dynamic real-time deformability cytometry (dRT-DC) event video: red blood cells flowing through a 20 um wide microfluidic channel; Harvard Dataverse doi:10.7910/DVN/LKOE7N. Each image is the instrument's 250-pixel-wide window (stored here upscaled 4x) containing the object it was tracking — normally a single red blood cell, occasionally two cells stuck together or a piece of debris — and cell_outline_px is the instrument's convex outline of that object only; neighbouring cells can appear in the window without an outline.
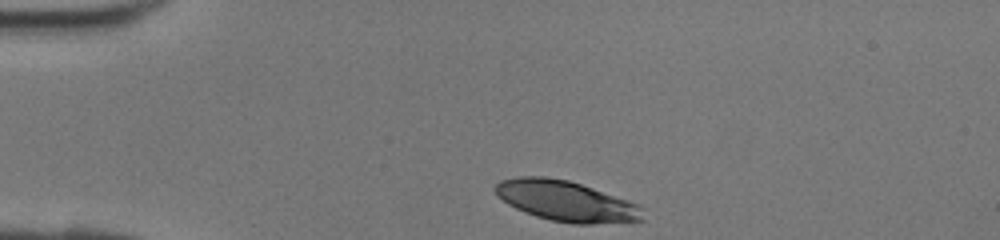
{"species": "human", "species_latin": "Homo sapiens", "temperature_condition": "room temperature", "stored_images_in_passage": 27, "camera_frame_rate_fps": 3000, "um_per_image_px": 0.085, "donor": {"sex": "female"}, "frame": {"image": 1, "passage_image": 1, "time_ms": 0.0, "image_size_px": [1000, 240], "cell_outline_px": [[644, 220], [592, 224], [572, 224], [552, 220], [536, 216], [524, 212], [508, 204], [492, 188], [500, 180], [516, 176], [544, 176], [568, 180], [640, 204], [644, 208]], "centroid_in_image_um": [48.14, 17.09], "position_along_channel_um": 36.9, "area_um2": 34.8}}
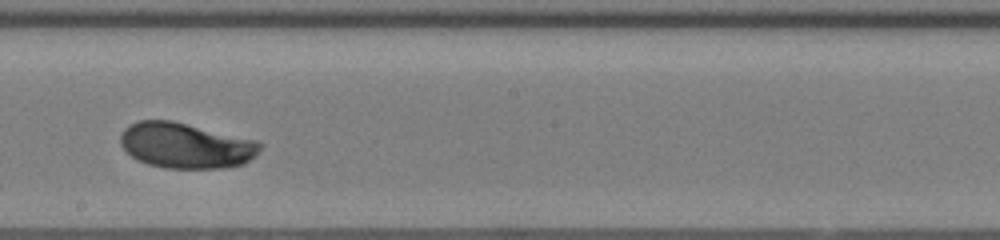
{"frame": {"image": 2, "passage_image": 16, "time_ms": 5.0, "image_size_px": [1000, 240], "cell_outline_px": [[264, 148], [256, 156], [244, 164], [220, 168], [164, 168], [148, 164], [132, 156], [120, 144], [120, 136], [124, 128], [128, 124], [140, 120], [172, 120], [256, 140], [264, 144]], "centroid_in_image_um": [15.83, 12.36], "position_along_channel_um": 232.4, "area_um2": 37.22}}
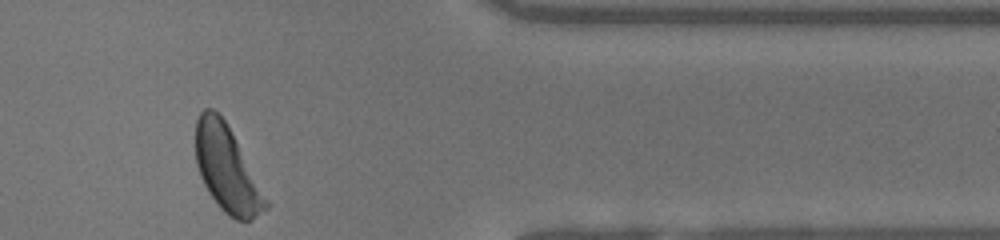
{"frame": {"image": 3, "passage_image": 27, "time_ms": 8.667, "image_size_px": [1000, 240], "cell_outline_px": [[272, 204], [268, 208], [256, 216], [248, 220], [236, 220], [228, 216], [216, 204], [208, 192], [200, 176], [196, 164], [196, 120], [200, 112], [204, 108], [212, 108], [224, 120]], "centroid_in_image_um": [19.3, 14.41], "position_along_channel_um": 392.1, "area_um2": 34.97}}